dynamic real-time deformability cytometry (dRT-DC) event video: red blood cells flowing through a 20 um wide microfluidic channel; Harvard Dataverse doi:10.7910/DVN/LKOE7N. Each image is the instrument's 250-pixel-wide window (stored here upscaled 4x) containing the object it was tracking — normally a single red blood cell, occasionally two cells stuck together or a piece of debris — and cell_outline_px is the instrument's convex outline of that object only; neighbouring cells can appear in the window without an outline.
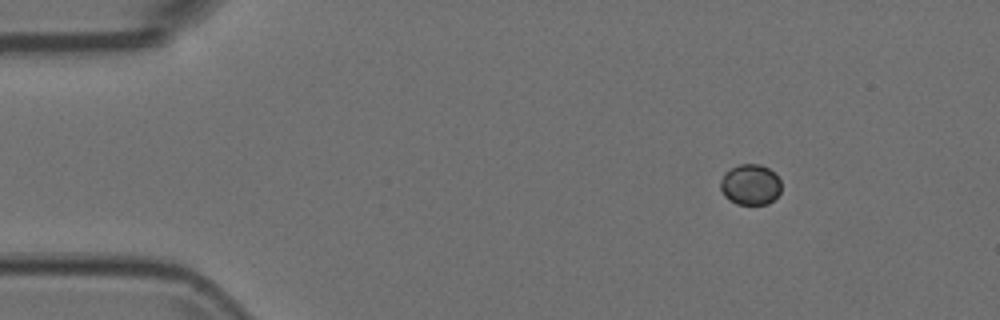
{"species": "Egyptian fruit bat (a non-hibernating species)", "species_latin": "Rousettus aegyptiacus", "temperature_condition": "room temperature", "stored_images_in_passage": 47, "camera_frame_rate_fps": 3000, "um_per_image_px": 0.085, "animal": {"sex": "female"}, "frame": {"image": 1, "passage_image": 1, "time_ms": 0.0, "image_size_px": [1000, 320], "cell_outline_px": [[780, 192], [768, 204], [736, 204], [728, 200], [724, 196], [720, 188], [720, 180], [724, 172], [740, 164], [760, 164], [768, 168], [780, 180]], "centroid_in_image_um": [63.74, 15.69], "position_along_channel_um": 21.3, "area_um2": 14.39}}
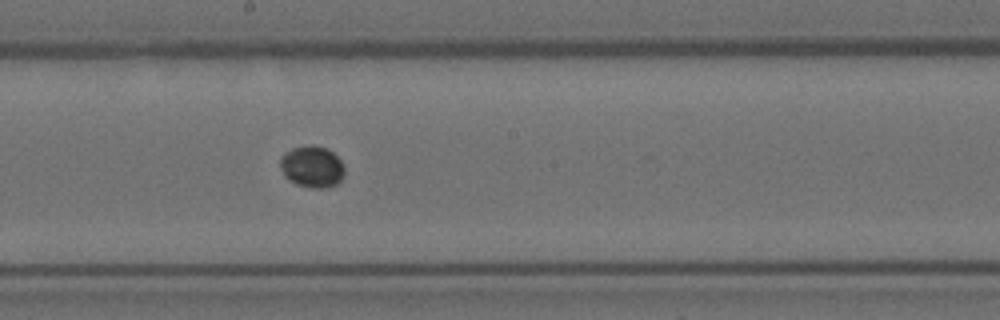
{"frame": {"image": 2, "passage_image": 23, "time_ms": 7.333, "image_size_px": [1000, 320], "cell_outline_px": [[344, 172], [340, 180], [336, 184], [328, 188], [312, 188], [296, 184], [284, 176], [280, 164], [280, 160], [292, 148], [312, 144], [328, 148], [340, 160], [344, 168]], "centroid_in_image_um": [26.54, 14.17], "position_along_channel_um": 221.7, "area_um2": 15.43}}
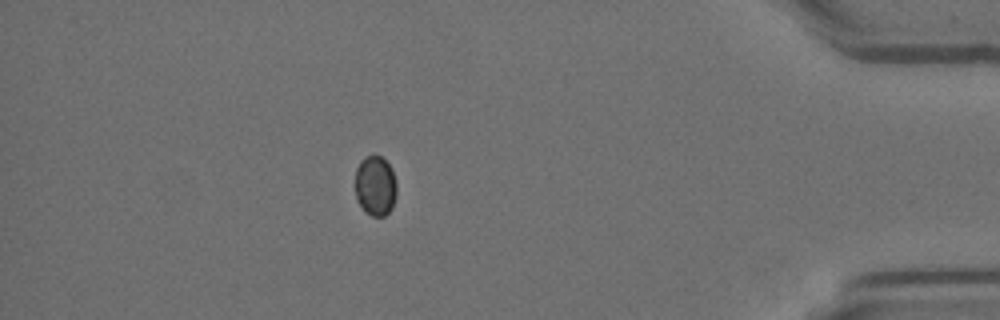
{"frame": {"image": 3, "passage_image": 41, "time_ms": 13.333, "image_size_px": [1000, 320], "cell_outline_px": [[396, 196], [392, 208], [384, 216], [372, 216], [356, 200], [356, 168], [360, 160], [364, 156], [372, 152], [380, 156], [392, 168], [396, 180]], "centroid_in_image_um": [31.91, 15.73], "position_along_channel_um": 403.3, "area_um2": 14.68}}